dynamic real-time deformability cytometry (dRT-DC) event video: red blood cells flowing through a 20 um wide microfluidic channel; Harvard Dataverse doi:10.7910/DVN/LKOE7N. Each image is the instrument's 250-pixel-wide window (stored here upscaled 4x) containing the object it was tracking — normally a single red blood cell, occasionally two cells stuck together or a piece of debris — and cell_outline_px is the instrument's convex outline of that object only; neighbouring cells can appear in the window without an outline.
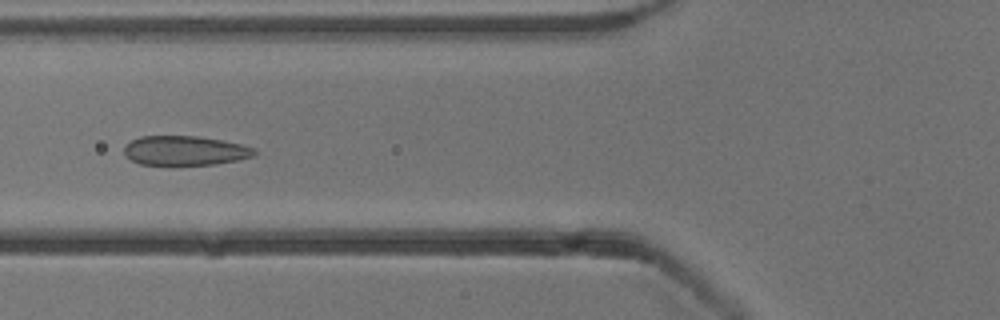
{"species": "common noctule bat (a hibernating species)", "species_latin": "Nyctalus noctula", "temperature_condition": "cold", "stored_images_in_passage": 5, "camera_frame_rate_fps": 3000, "um_per_image_px": 0.085, "animal": {"sex": "male", "body_mass_g": 13.3}, "frame": {"image": 1, "passage_image": 5, "time_ms": 4.667, "image_size_px": [1000, 320], "cell_outline_px": [[256, 152], [252, 156], [236, 160], [216, 164], [172, 168], [140, 164], [124, 156], [124, 148], [132, 140], [140, 136], [196, 136], [224, 140], [256, 148]], "centroid_in_image_um": [15.68, 12.85], "position_along_channel_um": 110.1, "area_um2": 23.24}}